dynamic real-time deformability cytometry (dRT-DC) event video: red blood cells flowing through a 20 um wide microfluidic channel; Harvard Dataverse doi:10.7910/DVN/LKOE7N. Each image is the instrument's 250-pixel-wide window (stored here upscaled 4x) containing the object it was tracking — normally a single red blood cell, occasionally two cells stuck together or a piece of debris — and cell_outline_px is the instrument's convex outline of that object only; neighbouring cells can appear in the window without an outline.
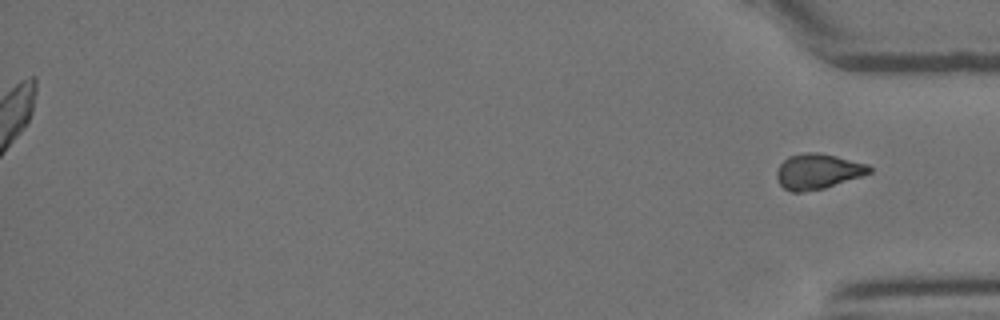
{"species": "Egyptian fruit bat (a non-hibernating species)", "species_latin": "Rousettus aegyptiacus", "temperature_condition": "room temperature", "stored_images_in_passage": 22, "segment_of_instrument_passage": [2, 2], "camera_frame_rate_fps": 3000, "um_per_image_px": 0.085, "animal": {"sex": "female"}, "frame": {"image": 1, "passage_image": 22, "time_ms": 7.0, "image_size_px": [1000, 320], "cell_outline_px": [[872, 172], [824, 188], [804, 192], [792, 192], [784, 188], [780, 184], [776, 176], [776, 172], [780, 164], [788, 156], [808, 152], [820, 152], [868, 164], [872, 168]], "centroid_in_image_um": [69.5, 14.56], "position_along_channel_um": 365.7, "area_um2": 18.96}}